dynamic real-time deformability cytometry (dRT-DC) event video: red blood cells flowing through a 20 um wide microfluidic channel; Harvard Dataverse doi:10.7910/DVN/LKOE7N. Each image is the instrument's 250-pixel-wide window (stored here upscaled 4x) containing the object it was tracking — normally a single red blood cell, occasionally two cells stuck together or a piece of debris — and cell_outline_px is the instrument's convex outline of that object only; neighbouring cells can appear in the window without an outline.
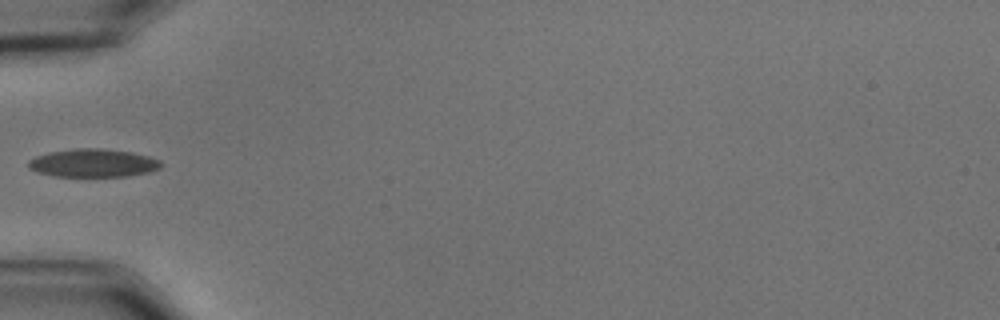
{"species": "common noctule bat (a hibernating species)", "species_latin": "Nyctalus noctula", "temperature_condition": "cold", "stored_images_in_passage": 5, "camera_frame_rate_fps": 3000, "um_per_image_px": 0.085, "animal": {"sex": "male", "body_mass_g": 15.6}, "frame": {"image": 1, "passage_image": 1, "time_ms": 0.0, "image_size_px": [1000, 320], "cell_outline_px": [[164, 164], [160, 168], [148, 172], [128, 176], [56, 176], [40, 172], [28, 168], [28, 160], [36, 156], [48, 152], [76, 148], [100, 148], [132, 152], [148, 156], [160, 160]], "centroid_in_image_um": [7.94, 13.85], "position_along_channel_um": 77.1, "area_um2": 21.73}}